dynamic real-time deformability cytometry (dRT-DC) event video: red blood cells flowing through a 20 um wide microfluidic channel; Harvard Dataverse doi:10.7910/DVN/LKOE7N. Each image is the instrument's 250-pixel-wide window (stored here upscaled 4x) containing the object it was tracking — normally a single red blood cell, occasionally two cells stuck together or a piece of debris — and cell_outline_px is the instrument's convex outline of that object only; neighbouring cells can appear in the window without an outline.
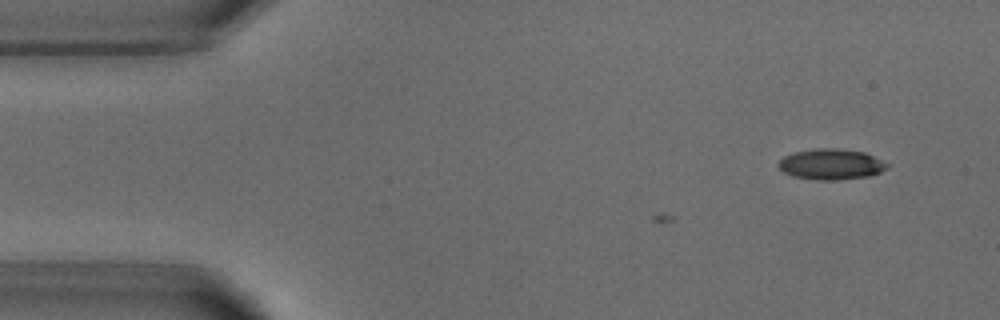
{"species": "common noctule bat (a hibernating species)", "species_latin": "Nyctalus noctula", "temperature_condition": "warm", "stored_images_in_passage": 3, "camera_frame_rate_fps": 3000, "um_per_image_px": 0.085, "animal": {"sex": "male", "body_mass_g": 18.8}, "frame": {"image": 1, "passage_image": 1, "time_ms": 0.0, "image_size_px": [1000, 320], "cell_outline_px": [[888, 168], [880, 172], [868, 176], [836, 180], [816, 180], [792, 176], [784, 172], [776, 164], [784, 156], [796, 152], [816, 148], [836, 148], [864, 152], [888, 164]], "centroid_in_image_um": [70.62, 13.96], "position_along_channel_um": 14.4, "area_um2": 19.31}}
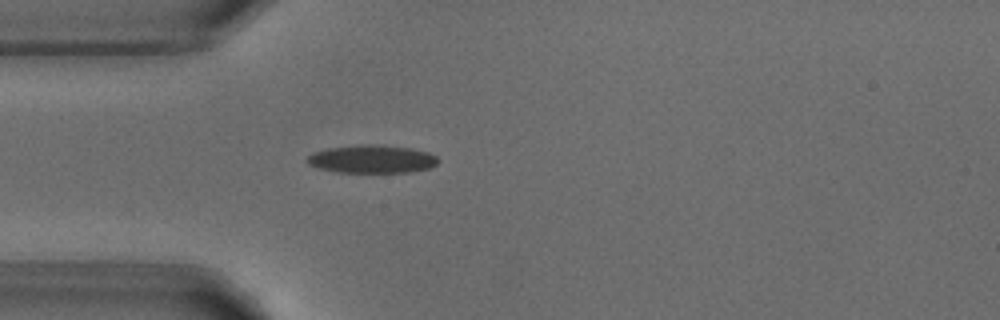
{"frame": {"image": 2, "passage_image": 3, "time_ms": 3.333, "image_size_px": [1000, 320], "cell_outline_px": [[436, 164], [428, 168], [412, 172], [336, 172], [320, 168], [308, 164], [308, 156], [312, 152], [328, 148], [364, 144], [372, 144], [412, 148], [428, 152], [436, 156]], "centroid_in_image_um": [31.6, 13.52], "position_along_channel_um": 53.4, "area_um2": 21.21}}